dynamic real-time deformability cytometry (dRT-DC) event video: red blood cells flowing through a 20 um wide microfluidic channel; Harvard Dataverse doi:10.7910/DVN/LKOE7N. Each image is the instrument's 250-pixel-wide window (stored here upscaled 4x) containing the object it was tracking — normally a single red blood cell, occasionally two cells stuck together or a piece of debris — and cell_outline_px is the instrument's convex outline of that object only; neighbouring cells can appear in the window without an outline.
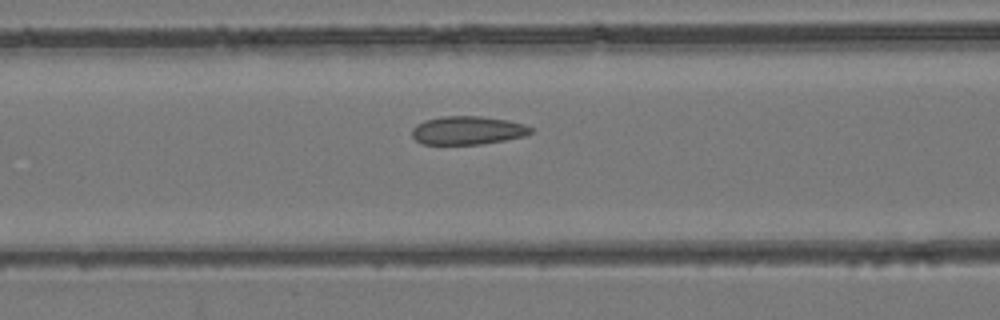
{"species": "common noctule bat (a hibernating species)", "species_latin": "Nyctalus noctula", "temperature_condition": "room temperature", "stored_images_in_passage": 36, "camera_frame_rate_fps": 3000, "um_per_image_px": 0.085, "animal": {"sex": "female", "body_mass_g": 24.6, "forearm_length_mm": 56.2}, "frame": {"image": 1, "passage_image": 8, "time_ms": 2.333, "image_size_px": [1000, 320], "cell_outline_px": [[536, 132], [524, 136], [504, 140], [480, 144], [420, 144], [412, 136], [412, 128], [416, 124], [424, 120], [444, 116], [480, 116], [508, 120], [524, 124], [536, 128]], "centroid_in_image_um": [39.78, 11.08], "position_along_channel_um": 126.8, "area_um2": 19.88}}
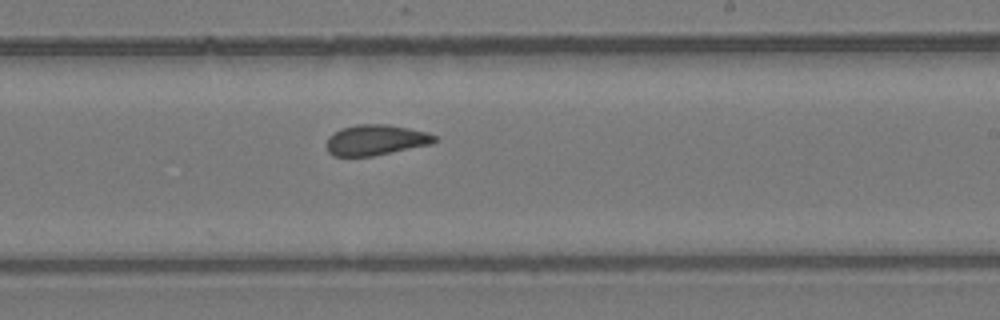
{"frame": {"image": 2, "passage_image": 17, "time_ms": 5.333, "image_size_px": [1000, 320], "cell_outline_px": [[436, 140], [432, 144], [372, 156], [332, 156], [328, 152], [324, 144], [328, 136], [340, 128], [356, 124], [388, 124], [428, 132], [436, 136]], "centroid_in_image_um": [31.89, 11.89], "position_along_channel_um": 257.1, "area_um2": 19.48}}
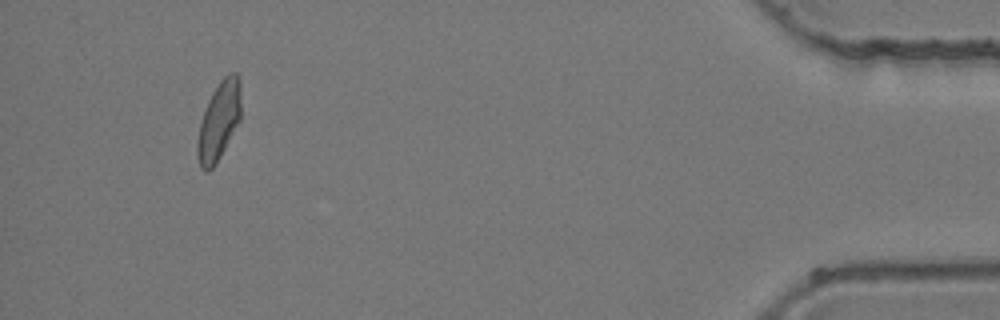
{"frame": {"image": 3, "passage_image": 33, "time_ms": 10.667, "image_size_px": [1000, 320], "cell_outline_px": [[240, 120], [216, 164], [208, 172], [204, 172], [200, 168], [196, 156], [196, 144], [200, 124], [208, 100], [212, 92], [220, 80], [228, 72], [236, 72], [240, 80]], "centroid_in_image_um": [18.59, 10.3], "position_along_channel_um": 416.6, "area_um2": 20.06}}